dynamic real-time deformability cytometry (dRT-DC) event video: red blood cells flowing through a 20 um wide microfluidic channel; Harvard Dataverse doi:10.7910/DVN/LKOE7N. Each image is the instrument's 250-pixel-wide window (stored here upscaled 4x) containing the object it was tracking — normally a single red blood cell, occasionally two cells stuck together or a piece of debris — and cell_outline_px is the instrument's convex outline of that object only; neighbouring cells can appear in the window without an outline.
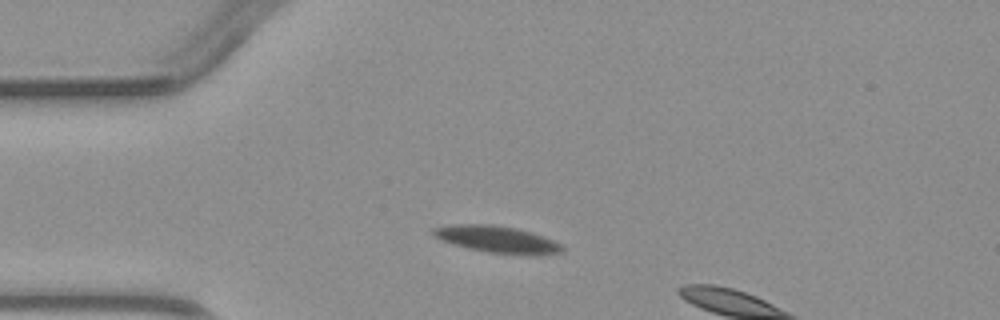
{"species": "common noctule bat (a hibernating species)", "species_latin": "Nyctalus noctula", "temperature_condition": "warm", "stored_images_in_passage": 3, "camera_frame_rate_fps": 3000, "um_per_image_px": 0.085, "animal": {"sex": "male", "body_mass_g": 23.1, "forearm_length_mm": 52.7}, "frame": {"image": 1, "passage_image": 2, "time_ms": 1.0, "image_size_px": [1000, 320], "cell_outline_px": [[564, 252], [488, 252], [468, 248], [452, 244], [440, 240], [432, 232], [432, 228], [452, 224], [492, 224], [516, 228], [532, 232], [552, 240], [560, 244], [564, 248]], "centroid_in_image_um": [42.12, 20.28], "position_along_channel_um": 42.9, "area_um2": 19.19}}